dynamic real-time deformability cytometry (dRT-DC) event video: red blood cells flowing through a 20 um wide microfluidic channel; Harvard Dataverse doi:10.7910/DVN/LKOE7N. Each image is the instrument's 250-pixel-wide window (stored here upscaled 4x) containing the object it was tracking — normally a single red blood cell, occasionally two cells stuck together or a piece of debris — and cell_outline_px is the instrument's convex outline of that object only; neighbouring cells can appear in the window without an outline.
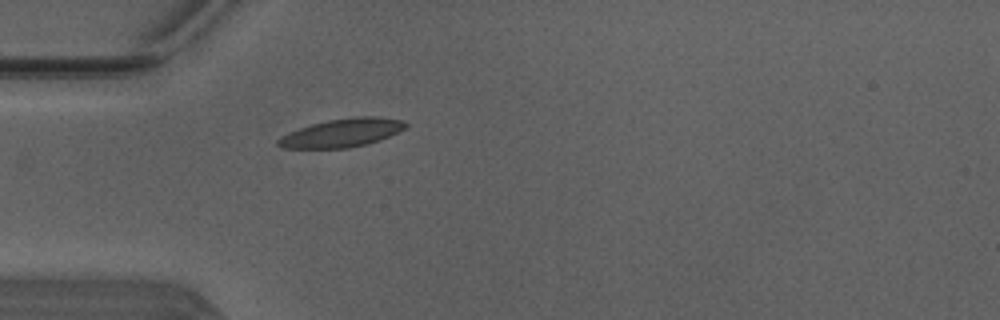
{"species": "Egyptian fruit bat (a non-hibernating species)", "species_latin": "Rousettus aegyptiacus", "temperature_condition": "warm", "stored_images_in_passage": 29, "camera_frame_rate_fps": 3000, "um_per_image_px": 0.085, "animal": {"sex": "male"}, "frame": {"image": 1, "passage_image": 1, "time_ms": 0.0, "image_size_px": [1000, 320], "cell_outline_px": [[408, 124], [404, 128], [380, 140], [368, 144], [348, 148], [284, 148], [276, 144], [276, 140], [280, 136], [288, 132], [312, 124], [328, 120], [356, 116], [380, 116], [404, 120]], "centroid_in_image_um": [29.06, 11.29], "position_along_channel_um": 55.9, "area_um2": 21.15}}
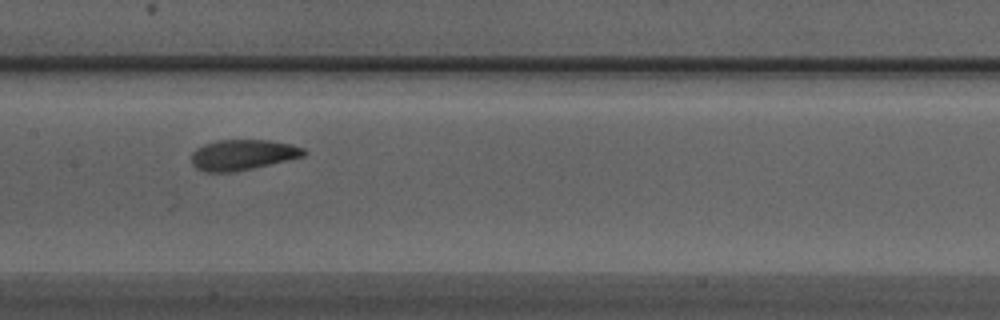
{"frame": {"image": 2, "passage_image": 11, "time_ms": 3.333, "image_size_px": [1000, 320], "cell_outline_px": [[308, 152], [304, 156], [236, 172], [204, 172], [196, 168], [192, 164], [192, 152], [196, 148], [204, 144], [216, 140], [268, 140], [292, 144], [304, 148]], "centroid_in_image_um": [20.62, 13.16], "position_along_channel_um": 186.8, "area_um2": 20.11}}
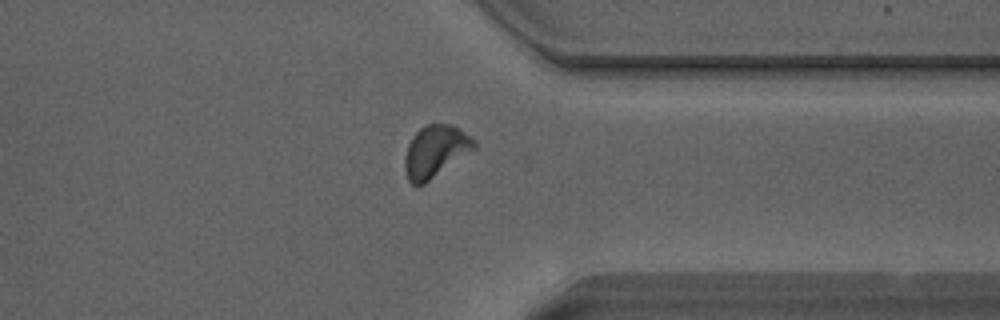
{"frame": {"image": 3, "passage_image": 25, "time_ms": 8.0, "image_size_px": [1000, 320], "cell_outline_px": [[476, 148], [424, 184], [412, 184], [408, 180], [404, 168], [404, 160], [408, 144], [412, 136], [420, 128], [428, 124], [452, 124], [476, 140]], "centroid_in_image_um": [37.0, 12.85], "position_along_channel_um": 374.4, "area_um2": 20.87}, "authors_computed_cell_mechanics": {"area_um2": 20.1144, "velocity_mm_per_s": 4.0976, "shape_relaxation_time_tau1_ms": 2.9484, "shape_relaxation_time_tau2_ms": 1.5642, "deformation_change_tau1": 0.1254, "deformation_change_tau2": 0.0742}}